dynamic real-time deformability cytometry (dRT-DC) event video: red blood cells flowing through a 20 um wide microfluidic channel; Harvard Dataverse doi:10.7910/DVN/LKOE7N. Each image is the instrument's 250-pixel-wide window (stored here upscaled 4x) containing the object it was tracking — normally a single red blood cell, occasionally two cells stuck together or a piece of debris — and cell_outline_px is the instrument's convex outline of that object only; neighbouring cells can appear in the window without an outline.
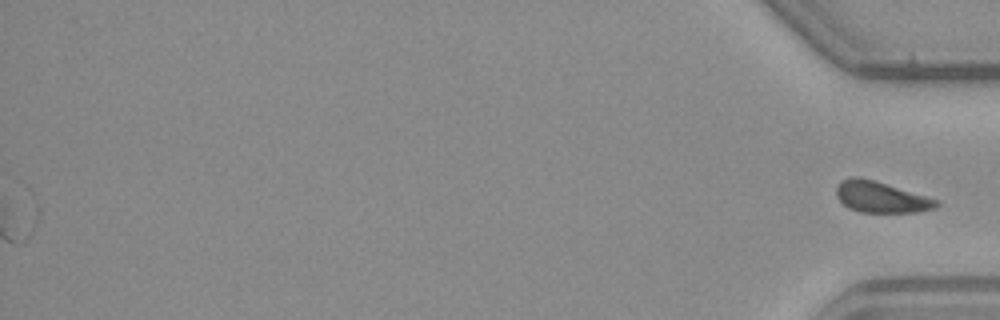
{"species": "common noctule bat (a hibernating species)", "species_latin": "Nyctalus noctula", "temperature_condition": "warm", "stored_images_in_passage": 37, "segment_of_instrument_passage": [2, 2], "camera_frame_rate_fps": 3000, "um_per_image_px": 0.085, "animal": {"sex": "male", "body_mass_g": 23.1, "forearm_length_mm": 52.7}, "frame": {"image": 1, "passage_image": 37, "time_ms": 12.0, "image_size_px": [1000, 320], "cell_outline_px": [[940, 204], [936, 208], [916, 212], [860, 212], [848, 208], [836, 196], [836, 188], [840, 180], [852, 176], [860, 176], [940, 200]], "centroid_in_image_um": [74.87, 16.74], "position_along_channel_um": 360.3, "area_um2": 18.21}}